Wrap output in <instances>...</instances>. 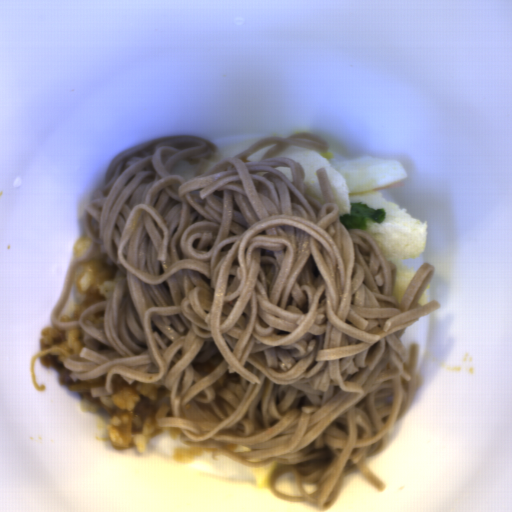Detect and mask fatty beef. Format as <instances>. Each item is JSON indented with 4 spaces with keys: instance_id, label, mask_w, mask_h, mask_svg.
Returning <instances> with one entry per match:
<instances>
[{
    "instance_id": "8fa450e3",
    "label": "fatty beef",
    "mask_w": 512,
    "mask_h": 512,
    "mask_svg": "<svg viewBox=\"0 0 512 512\" xmlns=\"http://www.w3.org/2000/svg\"><path fill=\"white\" fill-rule=\"evenodd\" d=\"M169 399V390L164 385L156 391L155 400H148L140 394L139 401L134 407L133 414L141 419L149 417V428L153 430L158 427L155 416L159 408L163 405L169 404Z\"/></svg>"
},
{
    "instance_id": "1bbc456c",
    "label": "fatty beef",
    "mask_w": 512,
    "mask_h": 512,
    "mask_svg": "<svg viewBox=\"0 0 512 512\" xmlns=\"http://www.w3.org/2000/svg\"><path fill=\"white\" fill-rule=\"evenodd\" d=\"M40 364L43 367H52L57 370L58 382L65 386H72L75 384H79L82 381H74L70 376L72 371L65 367L64 362L54 355H42L39 359Z\"/></svg>"
},
{
    "instance_id": "5ad873be",
    "label": "fatty beef",
    "mask_w": 512,
    "mask_h": 512,
    "mask_svg": "<svg viewBox=\"0 0 512 512\" xmlns=\"http://www.w3.org/2000/svg\"><path fill=\"white\" fill-rule=\"evenodd\" d=\"M82 396L90 400L91 402L95 403L99 407H101L103 410H105L108 414L111 416L114 415V411H112L109 407H107L102 401H100L97 397H93L91 392H80Z\"/></svg>"
}]
</instances>
